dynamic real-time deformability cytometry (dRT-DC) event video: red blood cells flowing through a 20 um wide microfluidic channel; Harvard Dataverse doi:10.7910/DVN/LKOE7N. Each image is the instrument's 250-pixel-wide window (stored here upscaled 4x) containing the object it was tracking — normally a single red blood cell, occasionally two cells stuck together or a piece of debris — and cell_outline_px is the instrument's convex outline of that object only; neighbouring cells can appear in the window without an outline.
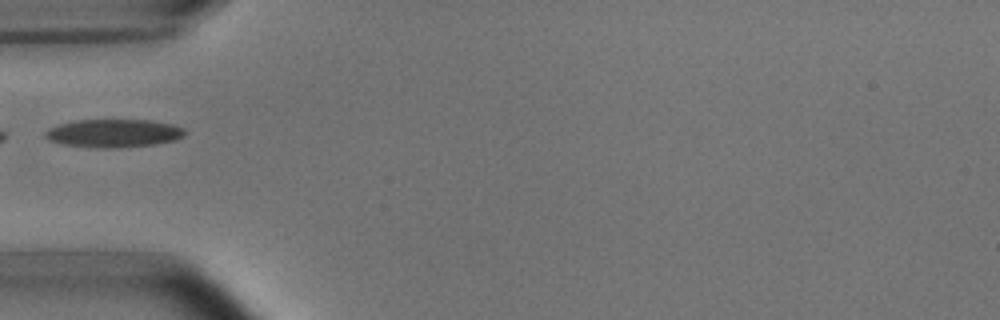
{"species": "common noctule bat (a hibernating species)", "species_latin": "Nyctalus noctula", "temperature_condition": "room temperature", "stored_images_in_passage": 2, "camera_frame_rate_fps": 3000, "um_per_image_px": 0.085, "animal": {"sex": "male", "body_mass_g": 15.6}, "frame": {"image": 1, "passage_image": 1, "time_ms": 0.0, "image_size_px": [1000, 320], "cell_outline_px": [[184, 136], [176, 140], [156, 144], [116, 148], [96, 148], [64, 144], [48, 140], [44, 136], [44, 132], [48, 128], [60, 124], [76, 120], [148, 120], [172, 124], [184, 128]], "centroid_in_image_um": [9.65, 11.33], "position_along_channel_um": 75.3, "area_um2": 22.95}}